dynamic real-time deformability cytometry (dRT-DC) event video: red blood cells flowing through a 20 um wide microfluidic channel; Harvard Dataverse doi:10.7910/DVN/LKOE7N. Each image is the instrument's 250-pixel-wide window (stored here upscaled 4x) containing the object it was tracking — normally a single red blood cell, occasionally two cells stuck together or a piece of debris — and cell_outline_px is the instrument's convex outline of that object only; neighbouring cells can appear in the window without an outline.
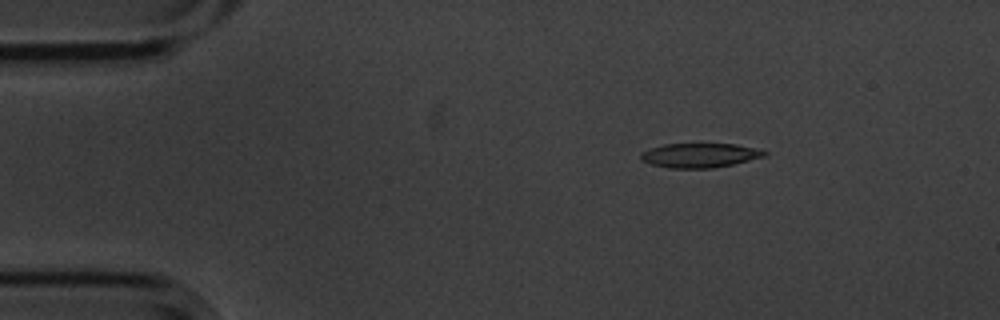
{"species": "common noctule bat (a hibernating species)", "species_latin": "Nyctalus noctula", "temperature_condition": "cold", "stored_images_in_passage": 48, "camera_frame_rate_fps": 3000, "um_per_image_px": 0.085, "animal": {"sex": "male", "body_mass_g": 20.1, "forearm_length_mm": 53.5}, "frame": {"image": 1, "passage_image": 1, "time_ms": 0.0, "image_size_px": [1000, 320], "cell_outline_px": [[768, 156], [732, 164], [712, 168], [668, 168], [652, 164], [640, 160], [640, 152], [648, 148], [664, 144], [736, 144], [768, 152]], "centroid_in_image_um": [59.44, 13.2], "position_along_channel_um": 25.6, "area_um2": 17.57}}
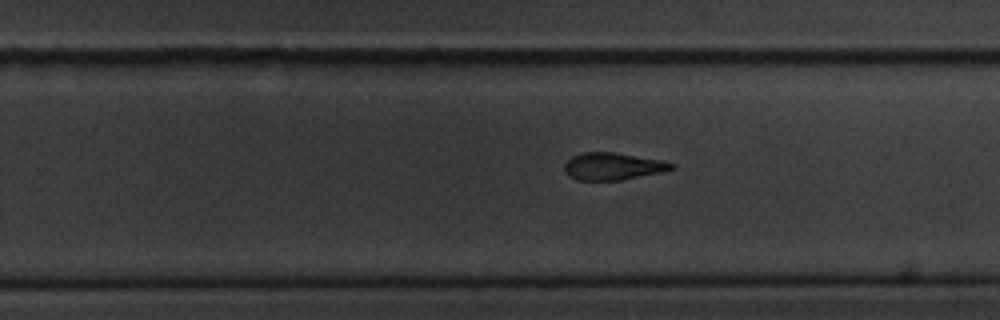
{"frame": {"image": 2, "passage_image": 27, "time_ms": 8.667, "image_size_px": [1000, 320], "cell_outline_px": [[676, 168], [660, 172], [620, 180], [576, 180], [568, 176], [564, 168], [564, 164], [572, 156], [584, 152], [616, 152], [660, 160], [676, 164]], "centroid_in_image_um": [52.07, 14.13], "position_along_channel_um": 277.7, "area_um2": 16.94}}
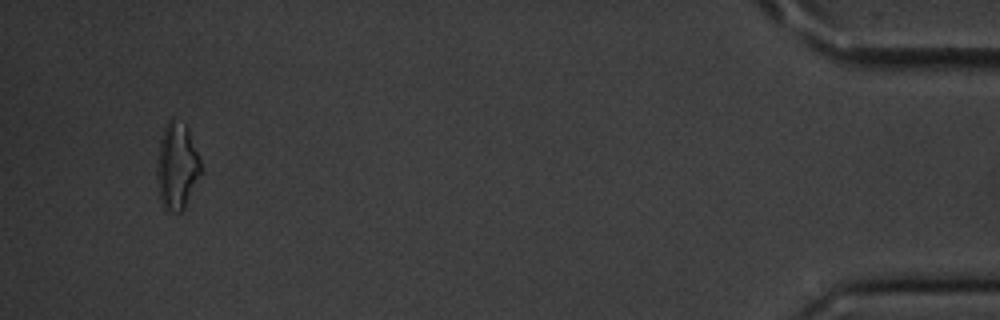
{"frame": {"image": 3, "passage_image": 45, "time_ms": 14.667, "image_size_px": [1000, 320], "cell_outline_px": [[200, 172], [184, 208], [180, 212], [168, 212], [164, 208], [160, 200], [156, 180], [156, 168], [160, 140], [164, 128], [168, 120], [172, 116], [184, 124], [188, 128], [200, 160]], "centroid_in_image_um": [15.0, 14.11], "position_along_channel_um": 420.2, "area_um2": 22.02}}